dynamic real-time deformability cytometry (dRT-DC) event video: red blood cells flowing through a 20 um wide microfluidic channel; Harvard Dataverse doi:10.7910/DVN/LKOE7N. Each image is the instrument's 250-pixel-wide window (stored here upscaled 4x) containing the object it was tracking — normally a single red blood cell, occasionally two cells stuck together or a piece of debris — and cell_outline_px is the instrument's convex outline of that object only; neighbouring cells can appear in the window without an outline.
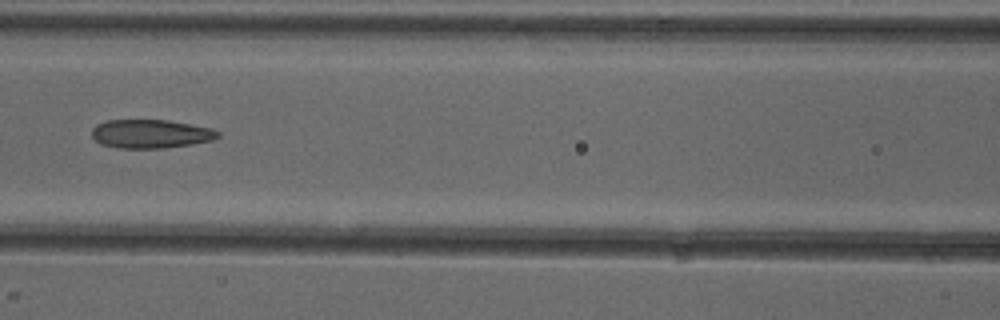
{"species": "common noctule bat (a hibernating species)", "species_latin": "Nyctalus noctula", "temperature_condition": "cold", "stored_images_in_passage": 7, "camera_frame_rate_fps": 3000, "um_per_image_px": 0.085, "animal": {"sex": "female"}, "frame": {"image": 1, "passage_image": 6, "time_ms": 6.667, "image_size_px": [1000, 320], "cell_outline_px": [[220, 136], [212, 140], [192, 144], [164, 148], [120, 148], [100, 144], [92, 136], [92, 128], [96, 124], [108, 120], [168, 120], [212, 128], [220, 132]], "centroid_in_image_um": [12.81, 11.37], "position_along_channel_um": 153.8, "area_um2": 21.1}}
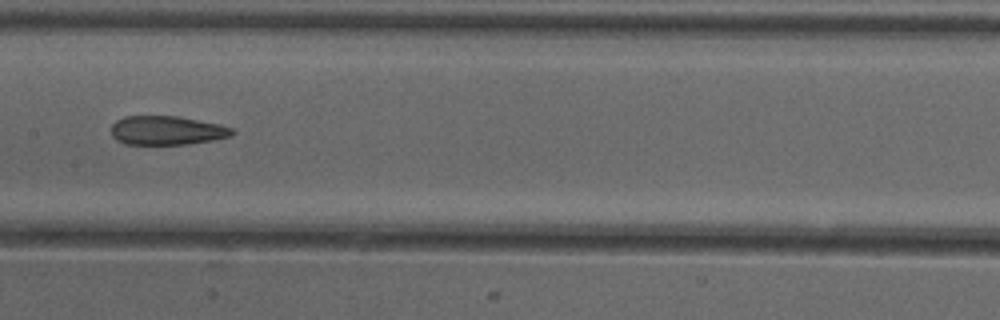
{"frame": {"image": 2, "passage_image": 7, "time_ms": 7.667, "image_size_px": [1000, 320], "cell_outline_px": [[236, 132], [232, 136], [212, 140], [188, 144], [124, 144], [116, 140], [112, 136], [112, 124], [116, 120], [124, 116], [176, 116], [220, 124], [232, 128]], "centroid_in_image_um": [14.18, 11.09], "position_along_channel_um": 193.2, "area_um2": 20.46}}